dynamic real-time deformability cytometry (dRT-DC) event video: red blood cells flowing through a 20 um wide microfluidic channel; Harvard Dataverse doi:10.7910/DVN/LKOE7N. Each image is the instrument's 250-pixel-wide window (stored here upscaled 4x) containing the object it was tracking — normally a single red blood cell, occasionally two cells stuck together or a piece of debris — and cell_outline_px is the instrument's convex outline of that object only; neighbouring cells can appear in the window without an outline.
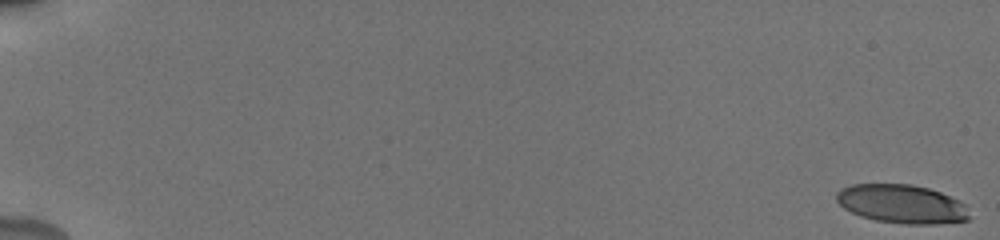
{"species": "human", "species_latin": "Homo sapiens", "temperature_condition": "cold", "stored_images_in_passage": 56, "camera_frame_rate_fps": 3000, "um_per_image_px": 0.085, "donor": {"sex": "male"}, "frame": {"image": 1, "passage_image": 1, "time_ms": 0.0, "image_size_px": [1000, 240], "cell_outline_px": [[968, 220], [936, 224], [904, 224], [876, 220], [860, 216], [844, 208], [836, 200], [836, 192], [840, 188], [852, 184], [912, 184], [928, 188], [940, 192], [964, 204], [968, 216]], "centroid_in_image_um": [76.59, 17.33], "position_along_channel_um": 8.4, "area_um2": 29.77}}
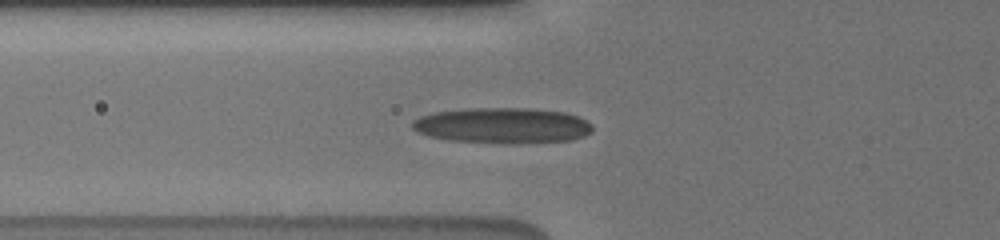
{"frame": {"image": 2, "passage_image": 23, "time_ms": 7.333, "image_size_px": [1000, 240], "cell_outline_px": [[592, 132], [584, 136], [572, 140], [512, 144], [448, 140], [428, 136], [416, 132], [412, 128], [412, 120], [420, 116], [436, 112], [468, 108], [528, 108], [564, 112], [588, 120], [592, 124]], "centroid_in_image_um": [42.71, 10.67], "position_along_channel_um": 83.1, "area_um2": 37.74}}
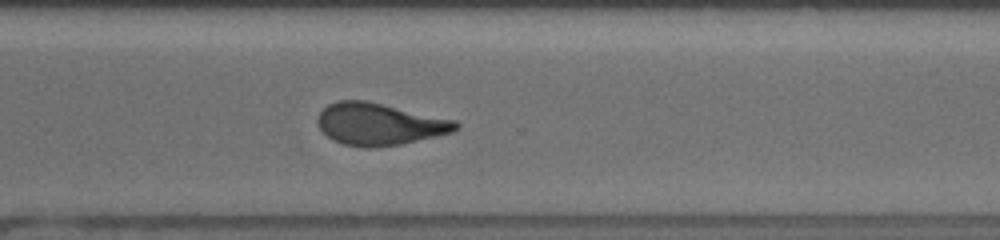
{"frame": {"image": 3, "passage_image": 43, "time_ms": 14.0, "image_size_px": [1000, 240], "cell_outline_px": [[460, 128], [452, 132], [436, 136], [400, 144], [368, 148], [364, 148], [344, 144], [332, 140], [320, 128], [316, 120], [320, 112], [328, 104], [336, 100], [364, 100], [456, 120], [460, 124]], "centroid_in_image_um": [32.24, 10.55], "position_along_channel_um": 338.4, "area_um2": 33.7}, "authors_computed_cell_mechanics": {"area_um2": 33.3217, "velocity_mm_per_s": 3.8304, "shape_relaxation_time_tau1_ms": 9.352, "shape_relaxation_time_tau2_ms": 2.602, "deformation_change_tau1": 0.2488, "deformation_change_tau2": 0.119}}